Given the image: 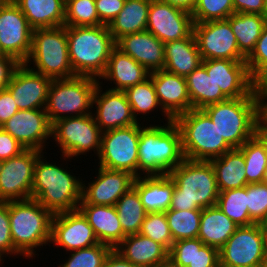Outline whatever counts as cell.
Wrapping results in <instances>:
<instances>
[{
	"label": "cell",
	"mask_w": 267,
	"mask_h": 267,
	"mask_svg": "<svg viewBox=\"0 0 267 267\" xmlns=\"http://www.w3.org/2000/svg\"><path fill=\"white\" fill-rule=\"evenodd\" d=\"M169 176L175 185L169 209L194 210L217 205L219 189L210 161L185 158Z\"/></svg>",
	"instance_id": "6da1fadb"
},
{
	"label": "cell",
	"mask_w": 267,
	"mask_h": 267,
	"mask_svg": "<svg viewBox=\"0 0 267 267\" xmlns=\"http://www.w3.org/2000/svg\"><path fill=\"white\" fill-rule=\"evenodd\" d=\"M43 154L34 166L31 199L37 200L53 214L78 210L82 200V179L73 176L61 165L42 159Z\"/></svg>",
	"instance_id": "7a4b0ae2"
},
{
	"label": "cell",
	"mask_w": 267,
	"mask_h": 267,
	"mask_svg": "<svg viewBox=\"0 0 267 267\" xmlns=\"http://www.w3.org/2000/svg\"><path fill=\"white\" fill-rule=\"evenodd\" d=\"M164 126H140L138 177L169 174L185 159L179 128L173 120Z\"/></svg>",
	"instance_id": "3957f363"
},
{
	"label": "cell",
	"mask_w": 267,
	"mask_h": 267,
	"mask_svg": "<svg viewBox=\"0 0 267 267\" xmlns=\"http://www.w3.org/2000/svg\"><path fill=\"white\" fill-rule=\"evenodd\" d=\"M66 33L69 60L75 76L100 80L106 70L110 53L116 46L109 27L66 26Z\"/></svg>",
	"instance_id": "277c9868"
},
{
	"label": "cell",
	"mask_w": 267,
	"mask_h": 267,
	"mask_svg": "<svg viewBox=\"0 0 267 267\" xmlns=\"http://www.w3.org/2000/svg\"><path fill=\"white\" fill-rule=\"evenodd\" d=\"M53 216L35 199L9 201L11 237L24 257H35L37 247L50 243Z\"/></svg>",
	"instance_id": "5b68a950"
},
{
	"label": "cell",
	"mask_w": 267,
	"mask_h": 267,
	"mask_svg": "<svg viewBox=\"0 0 267 267\" xmlns=\"http://www.w3.org/2000/svg\"><path fill=\"white\" fill-rule=\"evenodd\" d=\"M202 110L216 124L220 135L232 148H240L255 136L259 103L253 92L246 97L208 105Z\"/></svg>",
	"instance_id": "8992f818"
},
{
	"label": "cell",
	"mask_w": 267,
	"mask_h": 267,
	"mask_svg": "<svg viewBox=\"0 0 267 267\" xmlns=\"http://www.w3.org/2000/svg\"><path fill=\"white\" fill-rule=\"evenodd\" d=\"M173 121L179 128L186 159L209 161L233 149L202 109H191Z\"/></svg>",
	"instance_id": "52a82bcc"
},
{
	"label": "cell",
	"mask_w": 267,
	"mask_h": 267,
	"mask_svg": "<svg viewBox=\"0 0 267 267\" xmlns=\"http://www.w3.org/2000/svg\"><path fill=\"white\" fill-rule=\"evenodd\" d=\"M30 61L36 69L30 67L33 64ZM24 64L52 80L74 77L69 60L66 26L33 29L31 51Z\"/></svg>",
	"instance_id": "ba28073f"
},
{
	"label": "cell",
	"mask_w": 267,
	"mask_h": 267,
	"mask_svg": "<svg viewBox=\"0 0 267 267\" xmlns=\"http://www.w3.org/2000/svg\"><path fill=\"white\" fill-rule=\"evenodd\" d=\"M98 83V79L88 76L53 79L45 106L51 125L63 118L91 114Z\"/></svg>",
	"instance_id": "9c48e42d"
},
{
	"label": "cell",
	"mask_w": 267,
	"mask_h": 267,
	"mask_svg": "<svg viewBox=\"0 0 267 267\" xmlns=\"http://www.w3.org/2000/svg\"><path fill=\"white\" fill-rule=\"evenodd\" d=\"M267 257V228L264 224L238 226L219 250L220 267H259Z\"/></svg>",
	"instance_id": "30bf717a"
},
{
	"label": "cell",
	"mask_w": 267,
	"mask_h": 267,
	"mask_svg": "<svg viewBox=\"0 0 267 267\" xmlns=\"http://www.w3.org/2000/svg\"><path fill=\"white\" fill-rule=\"evenodd\" d=\"M102 131L93 113L60 119L52 124L51 138L61 147L62 157L70 159L92 149L99 155Z\"/></svg>",
	"instance_id": "8fae6325"
},
{
	"label": "cell",
	"mask_w": 267,
	"mask_h": 267,
	"mask_svg": "<svg viewBox=\"0 0 267 267\" xmlns=\"http://www.w3.org/2000/svg\"><path fill=\"white\" fill-rule=\"evenodd\" d=\"M140 125L138 123L102 132L98 166L127 171L137 178Z\"/></svg>",
	"instance_id": "7c38bea8"
},
{
	"label": "cell",
	"mask_w": 267,
	"mask_h": 267,
	"mask_svg": "<svg viewBox=\"0 0 267 267\" xmlns=\"http://www.w3.org/2000/svg\"><path fill=\"white\" fill-rule=\"evenodd\" d=\"M33 28L12 0H0V54L25 63L32 46Z\"/></svg>",
	"instance_id": "4fadbf2b"
},
{
	"label": "cell",
	"mask_w": 267,
	"mask_h": 267,
	"mask_svg": "<svg viewBox=\"0 0 267 267\" xmlns=\"http://www.w3.org/2000/svg\"><path fill=\"white\" fill-rule=\"evenodd\" d=\"M42 153L26 149L16 157L0 161V201L31 199L34 166Z\"/></svg>",
	"instance_id": "5bb4252c"
},
{
	"label": "cell",
	"mask_w": 267,
	"mask_h": 267,
	"mask_svg": "<svg viewBox=\"0 0 267 267\" xmlns=\"http://www.w3.org/2000/svg\"><path fill=\"white\" fill-rule=\"evenodd\" d=\"M193 34L202 60H246L239 51L237 39L227 19L194 23Z\"/></svg>",
	"instance_id": "9a60e30c"
},
{
	"label": "cell",
	"mask_w": 267,
	"mask_h": 267,
	"mask_svg": "<svg viewBox=\"0 0 267 267\" xmlns=\"http://www.w3.org/2000/svg\"><path fill=\"white\" fill-rule=\"evenodd\" d=\"M194 21L191 13L159 0H151L146 31L164 44L190 37Z\"/></svg>",
	"instance_id": "2e32d148"
},
{
	"label": "cell",
	"mask_w": 267,
	"mask_h": 267,
	"mask_svg": "<svg viewBox=\"0 0 267 267\" xmlns=\"http://www.w3.org/2000/svg\"><path fill=\"white\" fill-rule=\"evenodd\" d=\"M11 134L25 149L43 152L45 142L51 137L52 125L45 109L18 110L0 126Z\"/></svg>",
	"instance_id": "e0dca14e"
},
{
	"label": "cell",
	"mask_w": 267,
	"mask_h": 267,
	"mask_svg": "<svg viewBox=\"0 0 267 267\" xmlns=\"http://www.w3.org/2000/svg\"><path fill=\"white\" fill-rule=\"evenodd\" d=\"M51 242L70 252L99 243L93 228L79 210L54 214Z\"/></svg>",
	"instance_id": "ac0fdd59"
},
{
	"label": "cell",
	"mask_w": 267,
	"mask_h": 267,
	"mask_svg": "<svg viewBox=\"0 0 267 267\" xmlns=\"http://www.w3.org/2000/svg\"><path fill=\"white\" fill-rule=\"evenodd\" d=\"M51 82V78L21 63L15 69L6 89L12 95L19 110L45 109Z\"/></svg>",
	"instance_id": "d6986e66"
},
{
	"label": "cell",
	"mask_w": 267,
	"mask_h": 267,
	"mask_svg": "<svg viewBox=\"0 0 267 267\" xmlns=\"http://www.w3.org/2000/svg\"><path fill=\"white\" fill-rule=\"evenodd\" d=\"M97 179L82 182V200L80 204L114 206L118 199L132 187L135 176L127 171L110 170L99 166Z\"/></svg>",
	"instance_id": "ffe728a7"
},
{
	"label": "cell",
	"mask_w": 267,
	"mask_h": 267,
	"mask_svg": "<svg viewBox=\"0 0 267 267\" xmlns=\"http://www.w3.org/2000/svg\"><path fill=\"white\" fill-rule=\"evenodd\" d=\"M101 83H98L93 96V105L96 104L93 116L101 131L138 124L139 120L134 117L125 92L111 89L102 92Z\"/></svg>",
	"instance_id": "44dd1931"
},
{
	"label": "cell",
	"mask_w": 267,
	"mask_h": 267,
	"mask_svg": "<svg viewBox=\"0 0 267 267\" xmlns=\"http://www.w3.org/2000/svg\"><path fill=\"white\" fill-rule=\"evenodd\" d=\"M201 65L228 99L246 97L252 92V78L245 61L211 59L202 60Z\"/></svg>",
	"instance_id": "7402d4cb"
},
{
	"label": "cell",
	"mask_w": 267,
	"mask_h": 267,
	"mask_svg": "<svg viewBox=\"0 0 267 267\" xmlns=\"http://www.w3.org/2000/svg\"><path fill=\"white\" fill-rule=\"evenodd\" d=\"M162 113L168 121L192 109L186 78L165 69L150 72Z\"/></svg>",
	"instance_id": "603a6c76"
},
{
	"label": "cell",
	"mask_w": 267,
	"mask_h": 267,
	"mask_svg": "<svg viewBox=\"0 0 267 267\" xmlns=\"http://www.w3.org/2000/svg\"><path fill=\"white\" fill-rule=\"evenodd\" d=\"M164 43L151 32L125 35L116 41V47L131 56L149 72L164 69Z\"/></svg>",
	"instance_id": "cb8c5ba5"
},
{
	"label": "cell",
	"mask_w": 267,
	"mask_h": 267,
	"mask_svg": "<svg viewBox=\"0 0 267 267\" xmlns=\"http://www.w3.org/2000/svg\"><path fill=\"white\" fill-rule=\"evenodd\" d=\"M78 210L93 228L99 243L115 249L126 237L115 206L79 204Z\"/></svg>",
	"instance_id": "d4e9b609"
},
{
	"label": "cell",
	"mask_w": 267,
	"mask_h": 267,
	"mask_svg": "<svg viewBox=\"0 0 267 267\" xmlns=\"http://www.w3.org/2000/svg\"><path fill=\"white\" fill-rule=\"evenodd\" d=\"M149 76L150 72L144 66L115 46L100 79L113 81L116 86L110 88L111 90L125 91L129 87L144 82Z\"/></svg>",
	"instance_id": "484cf974"
},
{
	"label": "cell",
	"mask_w": 267,
	"mask_h": 267,
	"mask_svg": "<svg viewBox=\"0 0 267 267\" xmlns=\"http://www.w3.org/2000/svg\"><path fill=\"white\" fill-rule=\"evenodd\" d=\"M174 182L169 176L153 175L135 178L133 188L138 192L147 213L166 212L171 205Z\"/></svg>",
	"instance_id": "4316f807"
},
{
	"label": "cell",
	"mask_w": 267,
	"mask_h": 267,
	"mask_svg": "<svg viewBox=\"0 0 267 267\" xmlns=\"http://www.w3.org/2000/svg\"><path fill=\"white\" fill-rule=\"evenodd\" d=\"M168 259L178 267H220L219 250L204 245L199 238L175 241Z\"/></svg>",
	"instance_id": "83f0119b"
},
{
	"label": "cell",
	"mask_w": 267,
	"mask_h": 267,
	"mask_svg": "<svg viewBox=\"0 0 267 267\" xmlns=\"http://www.w3.org/2000/svg\"><path fill=\"white\" fill-rule=\"evenodd\" d=\"M115 250L140 267L158 265L168 259V251L161 244L140 233L127 235Z\"/></svg>",
	"instance_id": "f1b7e54d"
},
{
	"label": "cell",
	"mask_w": 267,
	"mask_h": 267,
	"mask_svg": "<svg viewBox=\"0 0 267 267\" xmlns=\"http://www.w3.org/2000/svg\"><path fill=\"white\" fill-rule=\"evenodd\" d=\"M164 52V69L185 78L202 64L194 34L165 43Z\"/></svg>",
	"instance_id": "f546056e"
},
{
	"label": "cell",
	"mask_w": 267,
	"mask_h": 267,
	"mask_svg": "<svg viewBox=\"0 0 267 267\" xmlns=\"http://www.w3.org/2000/svg\"><path fill=\"white\" fill-rule=\"evenodd\" d=\"M33 29L65 25L66 0H12Z\"/></svg>",
	"instance_id": "4dcf8cb0"
},
{
	"label": "cell",
	"mask_w": 267,
	"mask_h": 267,
	"mask_svg": "<svg viewBox=\"0 0 267 267\" xmlns=\"http://www.w3.org/2000/svg\"><path fill=\"white\" fill-rule=\"evenodd\" d=\"M238 225L216 205L202 209L199 225V238L204 245L220 250L234 234Z\"/></svg>",
	"instance_id": "1f68e13d"
},
{
	"label": "cell",
	"mask_w": 267,
	"mask_h": 267,
	"mask_svg": "<svg viewBox=\"0 0 267 267\" xmlns=\"http://www.w3.org/2000/svg\"><path fill=\"white\" fill-rule=\"evenodd\" d=\"M213 166L219 191L242 188L247 184L245 159L238 148L209 160Z\"/></svg>",
	"instance_id": "d6a6232c"
},
{
	"label": "cell",
	"mask_w": 267,
	"mask_h": 267,
	"mask_svg": "<svg viewBox=\"0 0 267 267\" xmlns=\"http://www.w3.org/2000/svg\"><path fill=\"white\" fill-rule=\"evenodd\" d=\"M150 3L151 0H126L108 26L115 42L125 35L146 31Z\"/></svg>",
	"instance_id": "836d02e7"
},
{
	"label": "cell",
	"mask_w": 267,
	"mask_h": 267,
	"mask_svg": "<svg viewBox=\"0 0 267 267\" xmlns=\"http://www.w3.org/2000/svg\"><path fill=\"white\" fill-rule=\"evenodd\" d=\"M186 82L192 109L228 100L202 65L186 77Z\"/></svg>",
	"instance_id": "e575fe53"
},
{
	"label": "cell",
	"mask_w": 267,
	"mask_h": 267,
	"mask_svg": "<svg viewBox=\"0 0 267 267\" xmlns=\"http://www.w3.org/2000/svg\"><path fill=\"white\" fill-rule=\"evenodd\" d=\"M227 20L237 39L240 53L247 58L261 36L267 19L261 14L233 13Z\"/></svg>",
	"instance_id": "d590c367"
},
{
	"label": "cell",
	"mask_w": 267,
	"mask_h": 267,
	"mask_svg": "<svg viewBox=\"0 0 267 267\" xmlns=\"http://www.w3.org/2000/svg\"><path fill=\"white\" fill-rule=\"evenodd\" d=\"M114 206L123 233L126 236L139 233L147 212L141 203L138 192L132 187L118 199Z\"/></svg>",
	"instance_id": "8d00e7d4"
},
{
	"label": "cell",
	"mask_w": 267,
	"mask_h": 267,
	"mask_svg": "<svg viewBox=\"0 0 267 267\" xmlns=\"http://www.w3.org/2000/svg\"><path fill=\"white\" fill-rule=\"evenodd\" d=\"M238 149L244 155L247 182L249 184L265 182L267 152L261 141L254 136Z\"/></svg>",
	"instance_id": "74e56055"
},
{
	"label": "cell",
	"mask_w": 267,
	"mask_h": 267,
	"mask_svg": "<svg viewBox=\"0 0 267 267\" xmlns=\"http://www.w3.org/2000/svg\"><path fill=\"white\" fill-rule=\"evenodd\" d=\"M217 206L238 226L254 224L247 207V189L245 187L219 191Z\"/></svg>",
	"instance_id": "f35d334b"
},
{
	"label": "cell",
	"mask_w": 267,
	"mask_h": 267,
	"mask_svg": "<svg viewBox=\"0 0 267 267\" xmlns=\"http://www.w3.org/2000/svg\"><path fill=\"white\" fill-rule=\"evenodd\" d=\"M202 209L165 212L173 241L197 238Z\"/></svg>",
	"instance_id": "ab89813d"
},
{
	"label": "cell",
	"mask_w": 267,
	"mask_h": 267,
	"mask_svg": "<svg viewBox=\"0 0 267 267\" xmlns=\"http://www.w3.org/2000/svg\"><path fill=\"white\" fill-rule=\"evenodd\" d=\"M124 92L136 120L138 119V113L149 114L150 111L153 112L155 109H162L150 77L142 83L129 87Z\"/></svg>",
	"instance_id": "60d3db41"
},
{
	"label": "cell",
	"mask_w": 267,
	"mask_h": 267,
	"mask_svg": "<svg viewBox=\"0 0 267 267\" xmlns=\"http://www.w3.org/2000/svg\"><path fill=\"white\" fill-rule=\"evenodd\" d=\"M95 0H66L65 26H99Z\"/></svg>",
	"instance_id": "b9f144b4"
},
{
	"label": "cell",
	"mask_w": 267,
	"mask_h": 267,
	"mask_svg": "<svg viewBox=\"0 0 267 267\" xmlns=\"http://www.w3.org/2000/svg\"><path fill=\"white\" fill-rule=\"evenodd\" d=\"M139 233L161 244L168 252L174 243L165 212L147 213Z\"/></svg>",
	"instance_id": "7bdbcfd3"
},
{
	"label": "cell",
	"mask_w": 267,
	"mask_h": 267,
	"mask_svg": "<svg viewBox=\"0 0 267 267\" xmlns=\"http://www.w3.org/2000/svg\"><path fill=\"white\" fill-rule=\"evenodd\" d=\"M234 13L233 0H196L191 15L194 23L225 20Z\"/></svg>",
	"instance_id": "ee69618b"
},
{
	"label": "cell",
	"mask_w": 267,
	"mask_h": 267,
	"mask_svg": "<svg viewBox=\"0 0 267 267\" xmlns=\"http://www.w3.org/2000/svg\"><path fill=\"white\" fill-rule=\"evenodd\" d=\"M112 248L98 243L94 246L71 251L68 260L58 267H103Z\"/></svg>",
	"instance_id": "f6af8a7d"
},
{
	"label": "cell",
	"mask_w": 267,
	"mask_h": 267,
	"mask_svg": "<svg viewBox=\"0 0 267 267\" xmlns=\"http://www.w3.org/2000/svg\"><path fill=\"white\" fill-rule=\"evenodd\" d=\"M247 189V207L250 219L257 224L267 223V183H250Z\"/></svg>",
	"instance_id": "bcb514c9"
},
{
	"label": "cell",
	"mask_w": 267,
	"mask_h": 267,
	"mask_svg": "<svg viewBox=\"0 0 267 267\" xmlns=\"http://www.w3.org/2000/svg\"><path fill=\"white\" fill-rule=\"evenodd\" d=\"M251 78L267 65V23L251 54L245 60Z\"/></svg>",
	"instance_id": "7dc6e473"
},
{
	"label": "cell",
	"mask_w": 267,
	"mask_h": 267,
	"mask_svg": "<svg viewBox=\"0 0 267 267\" xmlns=\"http://www.w3.org/2000/svg\"><path fill=\"white\" fill-rule=\"evenodd\" d=\"M0 253L1 255H21L13 244L9 221V201H0Z\"/></svg>",
	"instance_id": "c3c4849f"
},
{
	"label": "cell",
	"mask_w": 267,
	"mask_h": 267,
	"mask_svg": "<svg viewBox=\"0 0 267 267\" xmlns=\"http://www.w3.org/2000/svg\"><path fill=\"white\" fill-rule=\"evenodd\" d=\"M126 0H95L100 25L109 26L123 9Z\"/></svg>",
	"instance_id": "681fc988"
},
{
	"label": "cell",
	"mask_w": 267,
	"mask_h": 267,
	"mask_svg": "<svg viewBox=\"0 0 267 267\" xmlns=\"http://www.w3.org/2000/svg\"><path fill=\"white\" fill-rule=\"evenodd\" d=\"M25 150L23 145L0 127V161L16 157Z\"/></svg>",
	"instance_id": "f907efd6"
},
{
	"label": "cell",
	"mask_w": 267,
	"mask_h": 267,
	"mask_svg": "<svg viewBox=\"0 0 267 267\" xmlns=\"http://www.w3.org/2000/svg\"><path fill=\"white\" fill-rule=\"evenodd\" d=\"M15 58L0 54V90L6 89L15 69L20 65Z\"/></svg>",
	"instance_id": "816d5d0a"
},
{
	"label": "cell",
	"mask_w": 267,
	"mask_h": 267,
	"mask_svg": "<svg viewBox=\"0 0 267 267\" xmlns=\"http://www.w3.org/2000/svg\"><path fill=\"white\" fill-rule=\"evenodd\" d=\"M18 106L7 89L0 90V126L9 120L17 111Z\"/></svg>",
	"instance_id": "f5cc1de1"
},
{
	"label": "cell",
	"mask_w": 267,
	"mask_h": 267,
	"mask_svg": "<svg viewBox=\"0 0 267 267\" xmlns=\"http://www.w3.org/2000/svg\"><path fill=\"white\" fill-rule=\"evenodd\" d=\"M234 13L261 14L265 16V0H233Z\"/></svg>",
	"instance_id": "db71d44e"
},
{
	"label": "cell",
	"mask_w": 267,
	"mask_h": 267,
	"mask_svg": "<svg viewBox=\"0 0 267 267\" xmlns=\"http://www.w3.org/2000/svg\"><path fill=\"white\" fill-rule=\"evenodd\" d=\"M252 92L258 99L267 93V65L252 78Z\"/></svg>",
	"instance_id": "11a10c76"
},
{
	"label": "cell",
	"mask_w": 267,
	"mask_h": 267,
	"mask_svg": "<svg viewBox=\"0 0 267 267\" xmlns=\"http://www.w3.org/2000/svg\"><path fill=\"white\" fill-rule=\"evenodd\" d=\"M103 267H140L125 259L118 251L112 249L107 255Z\"/></svg>",
	"instance_id": "9f6ffc18"
},
{
	"label": "cell",
	"mask_w": 267,
	"mask_h": 267,
	"mask_svg": "<svg viewBox=\"0 0 267 267\" xmlns=\"http://www.w3.org/2000/svg\"><path fill=\"white\" fill-rule=\"evenodd\" d=\"M255 136L265 146L267 152V123L259 116L255 127Z\"/></svg>",
	"instance_id": "6f0895ef"
},
{
	"label": "cell",
	"mask_w": 267,
	"mask_h": 267,
	"mask_svg": "<svg viewBox=\"0 0 267 267\" xmlns=\"http://www.w3.org/2000/svg\"><path fill=\"white\" fill-rule=\"evenodd\" d=\"M159 1L180 8L189 13H192L196 4V0H159Z\"/></svg>",
	"instance_id": "680465c9"
},
{
	"label": "cell",
	"mask_w": 267,
	"mask_h": 267,
	"mask_svg": "<svg viewBox=\"0 0 267 267\" xmlns=\"http://www.w3.org/2000/svg\"><path fill=\"white\" fill-rule=\"evenodd\" d=\"M259 116L267 123V93L263 94L259 99Z\"/></svg>",
	"instance_id": "91938a15"
},
{
	"label": "cell",
	"mask_w": 267,
	"mask_h": 267,
	"mask_svg": "<svg viewBox=\"0 0 267 267\" xmlns=\"http://www.w3.org/2000/svg\"><path fill=\"white\" fill-rule=\"evenodd\" d=\"M150 267H178V266L174 265L169 259H167L165 262Z\"/></svg>",
	"instance_id": "94428289"
},
{
	"label": "cell",
	"mask_w": 267,
	"mask_h": 267,
	"mask_svg": "<svg viewBox=\"0 0 267 267\" xmlns=\"http://www.w3.org/2000/svg\"><path fill=\"white\" fill-rule=\"evenodd\" d=\"M259 267H267V257L263 260Z\"/></svg>",
	"instance_id": "6125c7cd"
},
{
	"label": "cell",
	"mask_w": 267,
	"mask_h": 267,
	"mask_svg": "<svg viewBox=\"0 0 267 267\" xmlns=\"http://www.w3.org/2000/svg\"><path fill=\"white\" fill-rule=\"evenodd\" d=\"M265 17L267 19V0H265Z\"/></svg>",
	"instance_id": "be15d7a7"
},
{
	"label": "cell",
	"mask_w": 267,
	"mask_h": 267,
	"mask_svg": "<svg viewBox=\"0 0 267 267\" xmlns=\"http://www.w3.org/2000/svg\"><path fill=\"white\" fill-rule=\"evenodd\" d=\"M4 256L3 255H1V253H0V263L2 264V260H4V258H3ZM3 258V259H2Z\"/></svg>",
	"instance_id": "e7e4bbea"
},
{
	"label": "cell",
	"mask_w": 267,
	"mask_h": 267,
	"mask_svg": "<svg viewBox=\"0 0 267 267\" xmlns=\"http://www.w3.org/2000/svg\"><path fill=\"white\" fill-rule=\"evenodd\" d=\"M265 182L267 183V169H266V178H265Z\"/></svg>",
	"instance_id": "03108f58"
}]
</instances>
